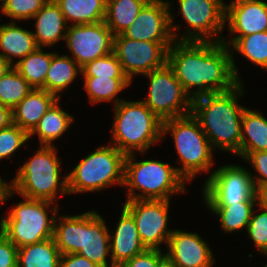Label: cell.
<instances>
[{
  "mask_svg": "<svg viewBox=\"0 0 267 267\" xmlns=\"http://www.w3.org/2000/svg\"><path fill=\"white\" fill-rule=\"evenodd\" d=\"M167 64L192 101L231 90L239 83L230 49L222 42L174 41L168 49Z\"/></svg>",
  "mask_w": 267,
  "mask_h": 267,
  "instance_id": "1",
  "label": "cell"
},
{
  "mask_svg": "<svg viewBox=\"0 0 267 267\" xmlns=\"http://www.w3.org/2000/svg\"><path fill=\"white\" fill-rule=\"evenodd\" d=\"M242 81L231 90L212 93L192 101V115L200 123L214 149L238 154L242 133V117L246 109L239 104L243 96Z\"/></svg>",
  "mask_w": 267,
  "mask_h": 267,
  "instance_id": "2",
  "label": "cell"
},
{
  "mask_svg": "<svg viewBox=\"0 0 267 267\" xmlns=\"http://www.w3.org/2000/svg\"><path fill=\"white\" fill-rule=\"evenodd\" d=\"M115 119L112 125L110 143L128 155L145 154L151 145L161 141L162 120L142 100L120 101L114 106Z\"/></svg>",
  "mask_w": 267,
  "mask_h": 267,
  "instance_id": "3",
  "label": "cell"
},
{
  "mask_svg": "<svg viewBox=\"0 0 267 267\" xmlns=\"http://www.w3.org/2000/svg\"><path fill=\"white\" fill-rule=\"evenodd\" d=\"M135 157V153H131L125 159L123 186L128 190L125 201L170 200L171 195L185 191L186 181L176 167L154 159L135 161Z\"/></svg>",
  "mask_w": 267,
  "mask_h": 267,
  "instance_id": "4",
  "label": "cell"
},
{
  "mask_svg": "<svg viewBox=\"0 0 267 267\" xmlns=\"http://www.w3.org/2000/svg\"><path fill=\"white\" fill-rule=\"evenodd\" d=\"M55 147L40 146L33 157L19 167L14 179L11 180L14 194L53 203L56 202L58 193L69 194L67 175H60L61 162L56 155Z\"/></svg>",
  "mask_w": 267,
  "mask_h": 267,
  "instance_id": "5",
  "label": "cell"
},
{
  "mask_svg": "<svg viewBox=\"0 0 267 267\" xmlns=\"http://www.w3.org/2000/svg\"><path fill=\"white\" fill-rule=\"evenodd\" d=\"M167 133L172 134L177 161L182 164L176 170L185 181L191 182L200 172L210 171L214 164L213 148L192 113L163 121L162 135Z\"/></svg>",
  "mask_w": 267,
  "mask_h": 267,
  "instance_id": "6",
  "label": "cell"
},
{
  "mask_svg": "<svg viewBox=\"0 0 267 267\" xmlns=\"http://www.w3.org/2000/svg\"><path fill=\"white\" fill-rule=\"evenodd\" d=\"M126 154L111 144L98 147L67 173L68 193L101 191L124 185Z\"/></svg>",
  "mask_w": 267,
  "mask_h": 267,
  "instance_id": "7",
  "label": "cell"
},
{
  "mask_svg": "<svg viewBox=\"0 0 267 267\" xmlns=\"http://www.w3.org/2000/svg\"><path fill=\"white\" fill-rule=\"evenodd\" d=\"M53 204L46 200L24 197L23 201L12 208L7 217H2L0 230L17 248L52 238L59 210V207ZM50 206L51 218L47 212Z\"/></svg>",
  "mask_w": 267,
  "mask_h": 267,
  "instance_id": "8",
  "label": "cell"
},
{
  "mask_svg": "<svg viewBox=\"0 0 267 267\" xmlns=\"http://www.w3.org/2000/svg\"><path fill=\"white\" fill-rule=\"evenodd\" d=\"M149 92L142 101L162 121L191 114L192 100L168 65L144 74Z\"/></svg>",
  "mask_w": 267,
  "mask_h": 267,
  "instance_id": "9",
  "label": "cell"
},
{
  "mask_svg": "<svg viewBox=\"0 0 267 267\" xmlns=\"http://www.w3.org/2000/svg\"><path fill=\"white\" fill-rule=\"evenodd\" d=\"M203 185L206 206H230L235 203L256 202V186L251 172L236 164L215 169Z\"/></svg>",
  "mask_w": 267,
  "mask_h": 267,
  "instance_id": "10",
  "label": "cell"
},
{
  "mask_svg": "<svg viewBox=\"0 0 267 267\" xmlns=\"http://www.w3.org/2000/svg\"><path fill=\"white\" fill-rule=\"evenodd\" d=\"M177 1L181 17L188 24L187 32L180 35L179 41H222L223 37L220 35L226 25V4L223 0Z\"/></svg>",
  "mask_w": 267,
  "mask_h": 267,
  "instance_id": "11",
  "label": "cell"
},
{
  "mask_svg": "<svg viewBox=\"0 0 267 267\" xmlns=\"http://www.w3.org/2000/svg\"><path fill=\"white\" fill-rule=\"evenodd\" d=\"M173 42L132 40L123 34L114 36L113 52L123 72L132 82L134 75L151 72L167 64L168 49Z\"/></svg>",
  "mask_w": 267,
  "mask_h": 267,
  "instance_id": "12",
  "label": "cell"
},
{
  "mask_svg": "<svg viewBox=\"0 0 267 267\" xmlns=\"http://www.w3.org/2000/svg\"><path fill=\"white\" fill-rule=\"evenodd\" d=\"M170 200H131L123 207L132 215L140 239L147 249L168 245L173 230L168 229Z\"/></svg>",
  "mask_w": 267,
  "mask_h": 267,
  "instance_id": "13",
  "label": "cell"
},
{
  "mask_svg": "<svg viewBox=\"0 0 267 267\" xmlns=\"http://www.w3.org/2000/svg\"><path fill=\"white\" fill-rule=\"evenodd\" d=\"M171 3L164 0H150L140 11L134 23L122 34L132 40L148 42L179 41L175 32L180 25L173 23Z\"/></svg>",
  "mask_w": 267,
  "mask_h": 267,
  "instance_id": "14",
  "label": "cell"
},
{
  "mask_svg": "<svg viewBox=\"0 0 267 267\" xmlns=\"http://www.w3.org/2000/svg\"><path fill=\"white\" fill-rule=\"evenodd\" d=\"M65 43L82 68L88 62L113 52L114 35L104 21L71 25L67 29Z\"/></svg>",
  "mask_w": 267,
  "mask_h": 267,
  "instance_id": "15",
  "label": "cell"
},
{
  "mask_svg": "<svg viewBox=\"0 0 267 267\" xmlns=\"http://www.w3.org/2000/svg\"><path fill=\"white\" fill-rule=\"evenodd\" d=\"M110 253V232L101 214L94 210L81 213L80 252L78 254L99 267H114L107 261Z\"/></svg>",
  "mask_w": 267,
  "mask_h": 267,
  "instance_id": "16",
  "label": "cell"
},
{
  "mask_svg": "<svg viewBox=\"0 0 267 267\" xmlns=\"http://www.w3.org/2000/svg\"><path fill=\"white\" fill-rule=\"evenodd\" d=\"M166 254L177 267H213L215 259L207 241L197 233L173 230Z\"/></svg>",
  "mask_w": 267,
  "mask_h": 267,
  "instance_id": "17",
  "label": "cell"
},
{
  "mask_svg": "<svg viewBox=\"0 0 267 267\" xmlns=\"http://www.w3.org/2000/svg\"><path fill=\"white\" fill-rule=\"evenodd\" d=\"M225 22L228 23L231 38L267 31V2L232 0L229 5L226 3Z\"/></svg>",
  "mask_w": 267,
  "mask_h": 267,
  "instance_id": "18",
  "label": "cell"
},
{
  "mask_svg": "<svg viewBox=\"0 0 267 267\" xmlns=\"http://www.w3.org/2000/svg\"><path fill=\"white\" fill-rule=\"evenodd\" d=\"M110 264L119 267L147 248L142 243L134 218L122 207L114 234H110Z\"/></svg>",
  "mask_w": 267,
  "mask_h": 267,
  "instance_id": "19",
  "label": "cell"
},
{
  "mask_svg": "<svg viewBox=\"0 0 267 267\" xmlns=\"http://www.w3.org/2000/svg\"><path fill=\"white\" fill-rule=\"evenodd\" d=\"M32 19H36L32 33L37 47H51L60 40L65 41L68 24L54 0H49Z\"/></svg>",
  "mask_w": 267,
  "mask_h": 267,
  "instance_id": "20",
  "label": "cell"
},
{
  "mask_svg": "<svg viewBox=\"0 0 267 267\" xmlns=\"http://www.w3.org/2000/svg\"><path fill=\"white\" fill-rule=\"evenodd\" d=\"M60 98L44 89H32L13 109V123L30 134Z\"/></svg>",
  "mask_w": 267,
  "mask_h": 267,
  "instance_id": "21",
  "label": "cell"
},
{
  "mask_svg": "<svg viewBox=\"0 0 267 267\" xmlns=\"http://www.w3.org/2000/svg\"><path fill=\"white\" fill-rule=\"evenodd\" d=\"M16 24V21L0 24V50H2L0 56L13 66L14 57L20 61L37 48L33 31L23 29Z\"/></svg>",
  "mask_w": 267,
  "mask_h": 267,
  "instance_id": "22",
  "label": "cell"
},
{
  "mask_svg": "<svg viewBox=\"0 0 267 267\" xmlns=\"http://www.w3.org/2000/svg\"><path fill=\"white\" fill-rule=\"evenodd\" d=\"M222 38V43L227 45L231 52V63L233 72L236 79L241 82L239 77V72L233 58V53L236 50L239 54L243 55L245 58L255 63L256 66H260L267 70V31L253 33L247 36H242L240 38H230L227 40Z\"/></svg>",
  "mask_w": 267,
  "mask_h": 267,
  "instance_id": "23",
  "label": "cell"
},
{
  "mask_svg": "<svg viewBox=\"0 0 267 267\" xmlns=\"http://www.w3.org/2000/svg\"><path fill=\"white\" fill-rule=\"evenodd\" d=\"M267 151V119L261 112L246 108L242 117L240 151L244 158L250 152Z\"/></svg>",
  "mask_w": 267,
  "mask_h": 267,
  "instance_id": "24",
  "label": "cell"
},
{
  "mask_svg": "<svg viewBox=\"0 0 267 267\" xmlns=\"http://www.w3.org/2000/svg\"><path fill=\"white\" fill-rule=\"evenodd\" d=\"M59 101L60 99L50 107L29 134V138L38 135L40 146H54L53 141L61 137L74 121L73 116L58 105Z\"/></svg>",
  "mask_w": 267,
  "mask_h": 267,
  "instance_id": "25",
  "label": "cell"
},
{
  "mask_svg": "<svg viewBox=\"0 0 267 267\" xmlns=\"http://www.w3.org/2000/svg\"><path fill=\"white\" fill-rule=\"evenodd\" d=\"M70 55H58L53 52L50 67L45 79V90L60 98L63 92L81 74V67Z\"/></svg>",
  "mask_w": 267,
  "mask_h": 267,
  "instance_id": "26",
  "label": "cell"
},
{
  "mask_svg": "<svg viewBox=\"0 0 267 267\" xmlns=\"http://www.w3.org/2000/svg\"><path fill=\"white\" fill-rule=\"evenodd\" d=\"M60 7L66 22L84 25L103 22L106 5L101 0H54Z\"/></svg>",
  "mask_w": 267,
  "mask_h": 267,
  "instance_id": "27",
  "label": "cell"
},
{
  "mask_svg": "<svg viewBox=\"0 0 267 267\" xmlns=\"http://www.w3.org/2000/svg\"><path fill=\"white\" fill-rule=\"evenodd\" d=\"M60 251L53 238L18 248L17 267H59Z\"/></svg>",
  "mask_w": 267,
  "mask_h": 267,
  "instance_id": "28",
  "label": "cell"
},
{
  "mask_svg": "<svg viewBox=\"0 0 267 267\" xmlns=\"http://www.w3.org/2000/svg\"><path fill=\"white\" fill-rule=\"evenodd\" d=\"M150 0H112L106 5L104 22L114 36L122 34L134 23L142 8Z\"/></svg>",
  "mask_w": 267,
  "mask_h": 267,
  "instance_id": "29",
  "label": "cell"
},
{
  "mask_svg": "<svg viewBox=\"0 0 267 267\" xmlns=\"http://www.w3.org/2000/svg\"><path fill=\"white\" fill-rule=\"evenodd\" d=\"M53 52L44 53L42 47H37L13 66L29 83L32 89H44L45 79L51 64Z\"/></svg>",
  "mask_w": 267,
  "mask_h": 267,
  "instance_id": "30",
  "label": "cell"
},
{
  "mask_svg": "<svg viewBox=\"0 0 267 267\" xmlns=\"http://www.w3.org/2000/svg\"><path fill=\"white\" fill-rule=\"evenodd\" d=\"M84 89L92 104L100 102H114L116 106L123 99L117 95L132 83L128 78L84 77Z\"/></svg>",
  "mask_w": 267,
  "mask_h": 267,
  "instance_id": "31",
  "label": "cell"
},
{
  "mask_svg": "<svg viewBox=\"0 0 267 267\" xmlns=\"http://www.w3.org/2000/svg\"><path fill=\"white\" fill-rule=\"evenodd\" d=\"M55 218L53 240L60 254H77L80 252L81 214L64 215ZM58 220V221H57Z\"/></svg>",
  "mask_w": 267,
  "mask_h": 267,
  "instance_id": "32",
  "label": "cell"
},
{
  "mask_svg": "<svg viewBox=\"0 0 267 267\" xmlns=\"http://www.w3.org/2000/svg\"><path fill=\"white\" fill-rule=\"evenodd\" d=\"M256 202L235 203L230 206H207L220 218V226L224 232L232 233L245 228L247 230Z\"/></svg>",
  "mask_w": 267,
  "mask_h": 267,
  "instance_id": "33",
  "label": "cell"
},
{
  "mask_svg": "<svg viewBox=\"0 0 267 267\" xmlns=\"http://www.w3.org/2000/svg\"><path fill=\"white\" fill-rule=\"evenodd\" d=\"M31 90L29 83L12 67L0 78V104L13 109Z\"/></svg>",
  "mask_w": 267,
  "mask_h": 267,
  "instance_id": "34",
  "label": "cell"
},
{
  "mask_svg": "<svg viewBox=\"0 0 267 267\" xmlns=\"http://www.w3.org/2000/svg\"><path fill=\"white\" fill-rule=\"evenodd\" d=\"M83 77L128 78L114 52L88 62L81 68Z\"/></svg>",
  "mask_w": 267,
  "mask_h": 267,
  "instance_id": "35",
  "label": "cell"
},
{
  "mask_svg": "<svg viewBox=\"0 0 267 267\" xmlns=\"http://www.w3.org/2000/svg\"><path fill=\"white\" fill-rule=\"evenodd\" d=\"M49 0H6L0 12L11 20L32 19Z\"/></svg>",
  "mask_w": 267,
  "mask_h": 267,
  "instance_id": "36",
  "label": "cell"
},
{
  "mask_svg": "<svg viewBox=\"0 0 267 267\" xmlns=\"http://www.w3.org/2000/svg\"><path fill=\"white\" fill-rule=\"evenodd\" d=\"M30 140L29 134L18 127L16 124L0 130V160L4 158H11L12 155L25 142Z\"/></svg>",
  "mask_w": 267,
  "mask_h": 267,
  "instance_id": "37",
  "label": "cell"
},
{
  "mask_svg": "<svg viewBox=\"0 0 267 267\" xmlns=\"http://www.w3.org/2000/svg\"><path fill=\"white\" fill-rule=\"evenodd\" d=\"M258 209L261 211L257 214L253 210L246 232L260 254L265 255L267 254V210Z\"/></svg>",
  "mask_w": 267,
  "mask_h": 267,
  "instance_id": "38",
  "label": "cell"
},
{
  "mask_svg": "<svg viewBox=\"0 0 267 267\" xmlns=\"http://www.w3.org/2000/svg\"><path fill=\"white\" fill-rule=\"evenodd\" d=\"M243 159L250 163L258 174L255 177L251 173L255 186L267 183V151L250 152Z\"/></svg>",
  "mask_w": 267,
  "mask_h": 267,
  "instance_id": "39",
  "label": "cell"
},
{
  "mask_svg": "<svg viewBox=\"0 0 267 267\" xmlns=\"http://www.w3.org/2000/svg\"><path fill=\"white\" fill-rule=\"evenodd\" d=\"M165 254L162 253L161 249H146L119 267H157L159 260Z\"/></svg>",
  "mask_w": 267,
  "mask_h": 267,
  "instance_id": "40",
  "label": "cell"
},
{
  "mask_svg": "<svg viewBox=\"0 0 267 267\" xmlns=\"http://www.w3.org/2000/svg\"><path fill=\"white\" fill-rule=\"evenodd\" d=\"M18 248L0 230V267H17Z\"/></svg>",
  "mask_w": 267,
  "mask_h": 267,
  "instance_id": "41",
  "label": "cell"
},
{
  "mask_svg": "<svg viewBox=\"0 0 267 267\" xmlns=\"http://www.w3.org/2000/svg\"><path fill=\"white\" fill-rule=\"evenodd\" d=\"M59 267H99L86 257L77 254H65L60 256Z\"/></svg>",
  "mask_w": 267,
  "mask_h": 267,
  "instance_id": "42",
  "label": "cell"
},
{
  "mask_svg": "<svg viewBox=\"0 0 267 267\" xmlns=\"http://www.w3.org/2000/svg\"><path fill=\"white\" fill-rule=\"evenodd\" d=\"M256 206L267 210V183L256 185Z\"/></svg>",
  "mask_w": 267,
  "mask_h": 267,
  "instance_id": "43",
  "label": "cell"
},
{
  "mask_svg": "<svg viewBox=\"0 0 267 267\" xmlns=\"http://www.w3.org/2000/svg\"><path fill=\"white\" fill-rule=\"evenodd\" d=\"M13 124L12 109L0 104V130Z\"/></svg>",
  "mask_w": 267,
  "mask_h": 267,
  "instance_id": "44",
  "label": "cell"
},
{
  "mask_svg": "<svg viewBox=\"0 0 267 267\" xmlns=\"http://www.w3.org/2000/svg\"><path fill=\"white\" fill-rule=\"evenodd\" d=\"M12 195H14L13 182L7 183L0 177V205L6 201L7 198L12 197Z\"/></svg>",
  "mask_w": 267,
  "mask_h": 267,
  "instance_id": "45",
  "label": "cell"
},
{
  "mask_svg": "<svg viewBox=\"0 0 267 267\" xmlns=\"http://www.w3.org/2000/svg\"><path fill=\"white\" fill-rule=\"evenodd\" d=\"M12 67L13 65L0 56V78L4 76Z\"/></svg>",
  "mask_w": 267,
  "mask_h": 267,
  "instance_id": "46",
  "label": "cell"
},
{
  "mask_svg": "<svg viewBox=\"0 0 267 267\" xmlns=\"http://www.w3.org/2000/svg\"><path fill=\"white\" fill-rule=\"evenodd\" d=\"M157 267H177V265L174 263V261L165 254L158 262Z\"/></svg>",
  "mask_w": 267,
  "mask_h": 267,
  "instance_id": "47",
  "label": "cell"
},
{
  "mask_svg": "<svg viewBox=\"0 0 267 267\" xmlns=\"http://www.w3.org/2000/svg\"><path fill=\"white\" fill-rule=\"evenodd\" d=\"M105 5H107L108 3H110L112 0H101Z\"/></svg>",
  "mask_w": 267,
  "mask_h": 267,
  "instance_id": "48",
  "label": "cell"
},
{
  "mask_svg": "<svg viewBox=\"0 0 267 267\" xmlns=\"http://www.w3.org/2000/svg\"><path fill=\"white\" fill-rule=\"evenodd\" d=\"M6 0H0L1 4H3Z\"/></svg>",
  "mask_w": 267,
  "mask_h": 267,
  "instance_id": "49",
  "label": "cell"
}]
</instances>
